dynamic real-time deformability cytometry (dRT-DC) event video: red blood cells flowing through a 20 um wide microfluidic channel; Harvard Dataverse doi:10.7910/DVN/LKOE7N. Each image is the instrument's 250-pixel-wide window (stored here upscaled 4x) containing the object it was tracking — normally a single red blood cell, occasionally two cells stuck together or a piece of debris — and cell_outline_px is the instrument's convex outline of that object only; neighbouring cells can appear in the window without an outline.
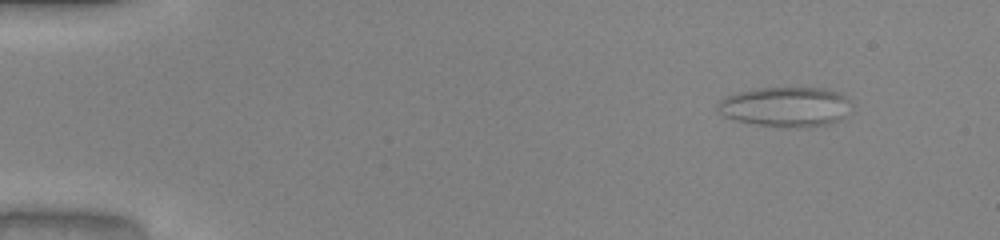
{"species": "common noctule bat (a hibernating species)", "species_latin": "Nyctalus noctula", "temperature_condition": "warm", "stored_images_in_passage": 53, "camera_frame_rate_fps": 3000, "um_per_image_px": 0.085, "animal": {"sex": "male", "body_mass_g": 20.0, "forearm_length_mm": 53.3}, "frame": {"image": 1, "passage_image": 6, "time_ms": 1.667, "image_size_px": [1000, 240], "cell_outline_px": [[852, 112], [840, 120], [828, 124], [808, 128], [792, 128], [756, 124], [736, 120], [724, 116], [716, 108], [716, 104], [720, 100], [728, 96], [740, 92], [760, 88], [824, 88], [836, 92], [844, 96], [852, 104]], "centroid_in_image_um": [66.84, 9.1], "position_along_channel_um": 18.2, "area_um2": 31.27}}
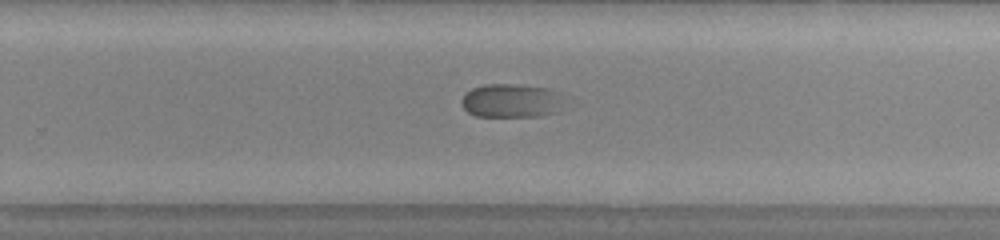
{"frame": {"image": 2, "passage_image": 35, "time_ms": 11.333, "image_size_px": [1000, 240], "cell_outline_px": [[564, 92], [556, 112], [540, 116], [476, 116], [468, 112], [460, 104], [460, 100], [464, 92], [472, 88], [484, 84], [516, 84], [552, 88]], "centroid_in_image_um": [43.43, 8.53], "position_along_channel_um": 286.4, "area_um2": 20.52}}
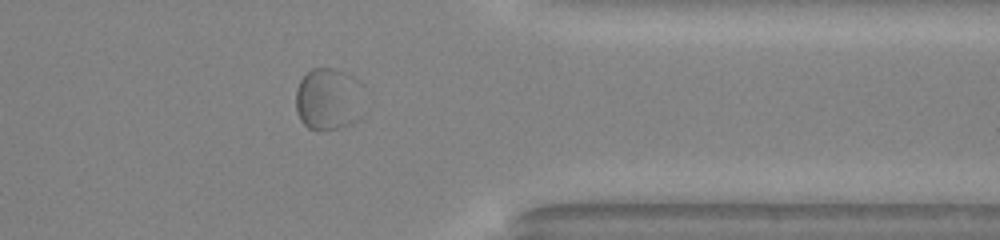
{"frame": {"image": 3, "passage_image": 43, "time_ms": 14.0, "image_size_px": [1000, 240], "cell_outline_px": [[364, 112], [360, 120], [352, 124], [336, 128], [316, 132], [308, 128], [300, 120], [296, 112], [296, 88], [300, 80], [312, 68], [332, 68], [344, 72], [360, 80], [364, 84]], "centroid_in_image_um": [27.99, 8.45], "position_along_channel_um": 383.4, "area_um2": 25.89}}